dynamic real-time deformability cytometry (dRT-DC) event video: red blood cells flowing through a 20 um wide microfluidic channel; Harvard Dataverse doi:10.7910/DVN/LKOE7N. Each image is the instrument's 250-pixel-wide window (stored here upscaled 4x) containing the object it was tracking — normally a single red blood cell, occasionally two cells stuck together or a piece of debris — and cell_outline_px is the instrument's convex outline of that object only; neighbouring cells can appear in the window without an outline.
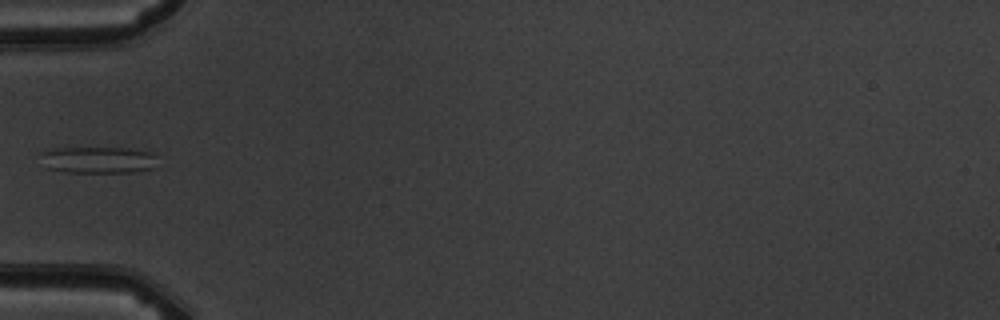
{"species": "common noctule bat (a hibernating species)", "species_latin": "Nyctalus noctula", "temperature_condition": "warm", "stored_images_in_passage": 7, "camera_frame_rate_fps": 3000, "um_per_image_px": 0.085, "animal": {"sex": "male", "body_mass_g": 19.5, "forearm_length_mm": 54.6}, "frame": {"image": 1, "passage_image": 6, "time_ms": 5.667, "image_size_px": [1000, 320], "cell_outline_px": [[156, 156], [152, 168], [132, 172], [64, 172], [44, 168], [40, 152], [56, 148], [128, 148], [152, 152]], "centroid_in_image_um": [8.28, 13.59], "position_along_channel_um": 76.7, "area_um2": 18.15}}
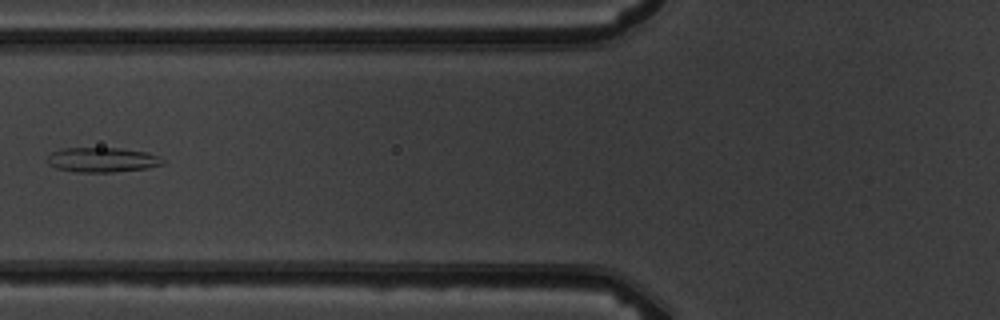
{"frame": {"image": 2, "passage_image": 7, "time_ms": 6.667, "image_size_px": [1000, 320], "cell_outline_px": [[164, 164], [148, 168], [112, 172], [76, 172], [56, 168], [48, 164], [44, 160], [52, 152], [64, 148], [120, 148], [148, 152], [160, 156], [164, 160]], "centroid_in_image_um": [8.69, 13.58], "position_along_channel_um": 117.1, "area_um2": 16.82}}